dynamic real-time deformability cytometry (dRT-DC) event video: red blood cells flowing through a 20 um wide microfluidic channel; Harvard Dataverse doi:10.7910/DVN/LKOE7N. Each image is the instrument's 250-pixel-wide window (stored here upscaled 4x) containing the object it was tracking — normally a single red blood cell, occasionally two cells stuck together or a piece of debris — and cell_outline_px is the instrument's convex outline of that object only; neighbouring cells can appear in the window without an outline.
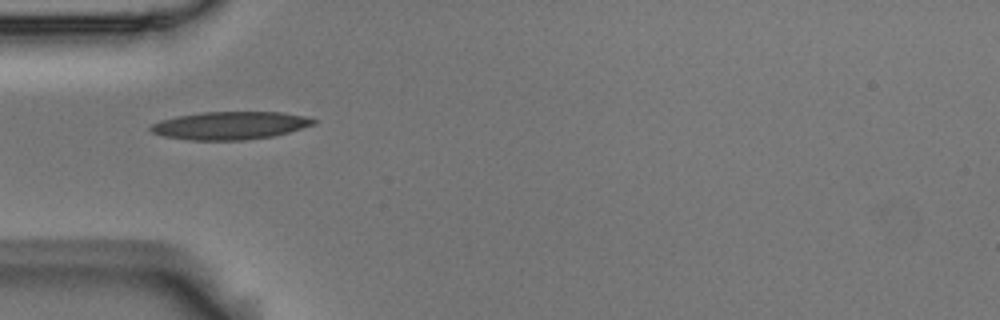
{"species": "Egyptian fruit bat (a non-hibernating species)", "species_latin": "Rousettus aegyptiacus", "temperature_condition": "room temperature", "stored_images_in_passage": 4, "camera_frame_rate_fps": 3000, "um_per_image_px": 0.085, "animal": {"sex": "male"}, "frame": {"image": 1, "passage_image": 1, "time_ms": 0.0, "image_size_px": [1000, 320], "cell_outline_px": [[316, 124], [288, 132], [272, 136], [244, 140], [188, 140], [164, 136], [152, 132], [148, 128], [152, 124], [160, 120], [176, 116], [204, 112], [280, 112], [304, 116], [316, 120]], "centroid_in_image_um": [19.53, 10.67], "position_along_channel_um": 65.5, "area_um2": 26.36}}
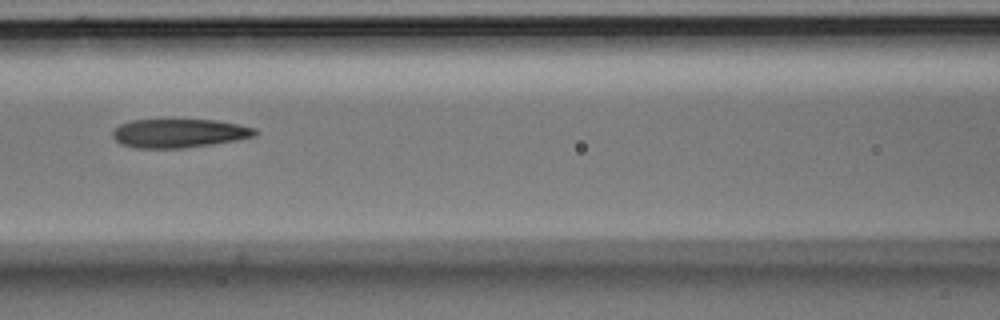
{"frame": {"image": 2, "passage_image": 3, "time_ms": 0.667, "image_size_px": [1000, 320], "cell_outline_px": [[256, 136], [236, 140], [212, 144], [184, 148], [136, 148], [120, 144], [112, 136], [112, 132], [120, 124], [132, 120], [216, 120], [240, 124], [256, 128]], "centroid_in_image_um": [15.23, 11.33], "position_along_channel_um": 151.4, "area_um2": 23.87}}
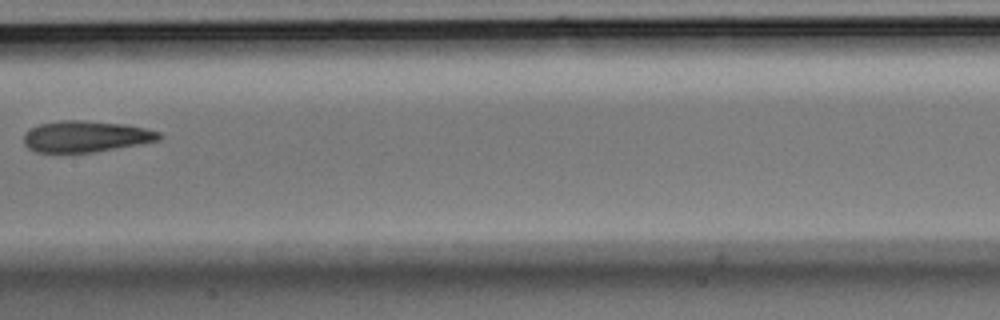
{"frame": {"image": 3, "passage_image": 4, "time_ms": 1.0, "image_size_px": [1000, 320], "cell_outline_px": [[160, 140], [92, 152], [36, 152], [28, 148], [24, 144], [24, 136], [32, 128], [40, 124], [60, 120], [84, 120], [124, 124], [144, 128], [160, 132]], "centroid_in_image_um": [7.27, 11.59], "position_along_channel_um": 200.1, "area_um2": 24.28}}